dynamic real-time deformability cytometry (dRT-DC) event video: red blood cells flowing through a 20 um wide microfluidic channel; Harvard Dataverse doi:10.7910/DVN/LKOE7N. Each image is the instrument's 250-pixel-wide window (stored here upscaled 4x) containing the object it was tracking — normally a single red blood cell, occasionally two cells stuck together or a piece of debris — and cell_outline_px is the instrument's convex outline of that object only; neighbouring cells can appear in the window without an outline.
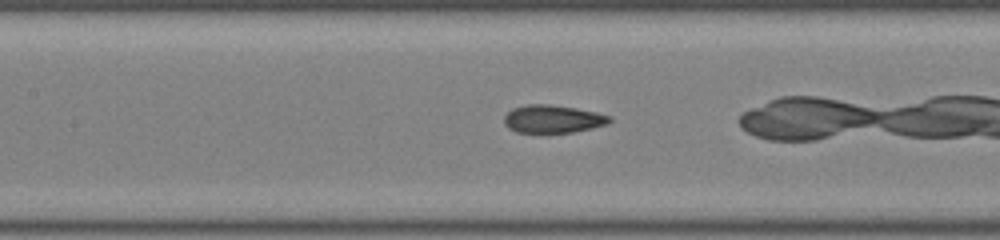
{"species": "common noctule bat (a hibernating species)", "species_latin": "Nyctalus noctula", "temperature_condition": "room temperature", "stored_images_in_passage": 37, "camera_frame_rate_fps": 3000, "um_per_image_px": 0.085, "animal": {"sex": "male", "body_mass_g": 19.0, "forearm_length_mm": 50.8}, "frame": {"image": 1, "passage_image": 20, "time_ms": 6.333, "image_size_px": [1000, 240], "cell_outline_px": [[612, 120], [608, 124], [592, 128], [572, 132], [540, 136], [516, 132], [508, 128], [504, 124], [504, 116], [512, 108], [528, 104], [548, 104], [576, 108], [596, 112], [612, 116]], "centroid_in_image_um": [46.96, 10.16], "position_along_channel_um": 160.4, "area_um2": 17.98}}
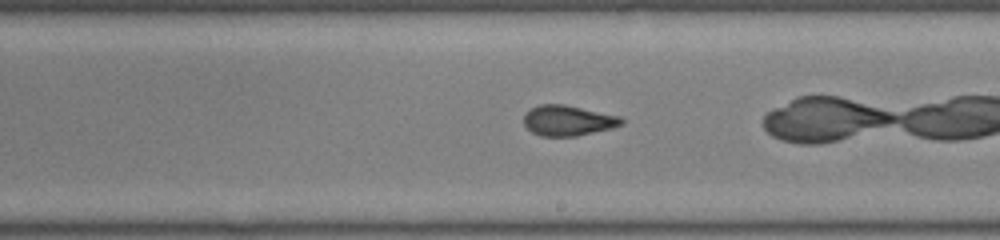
{"frame": {"image": 2, "passage_image": 26, "time_ms": 8.333, "image_size_px": [1000, 240], "cell_outline_px": [[624, 124], [612, 128], [576, 136], [540, 136], [532, 132], [524, 124], [524, 116], [532, 108], [540, 104], [564, 104], [620, 116], [624, 120]], "centroid_in_image_um": [48.3, 10.25], "position_along_channel_um": 240.7, "area_um2": 17.22}}
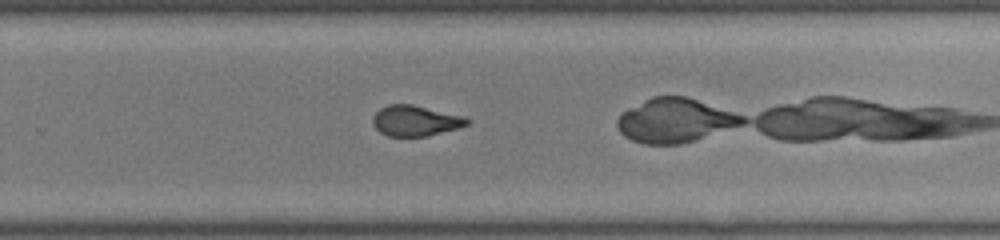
{"frame": {"image": 3, "passage_image": 30, "time_ms": 9.667, "image_size_px": [1000, 240], "cell_outline_px": [[472, 120], [468, 124], [460, 128], [428, 136], [388, 136], [380, 132], [372, 124], [372, 116], [380, 108], [388, 104], [412, 104], [460, 116]], "centroid_in_image_um": [35.28, 10.27], "position_along_channel_um": 294.5, "area_um2": 16.76}}